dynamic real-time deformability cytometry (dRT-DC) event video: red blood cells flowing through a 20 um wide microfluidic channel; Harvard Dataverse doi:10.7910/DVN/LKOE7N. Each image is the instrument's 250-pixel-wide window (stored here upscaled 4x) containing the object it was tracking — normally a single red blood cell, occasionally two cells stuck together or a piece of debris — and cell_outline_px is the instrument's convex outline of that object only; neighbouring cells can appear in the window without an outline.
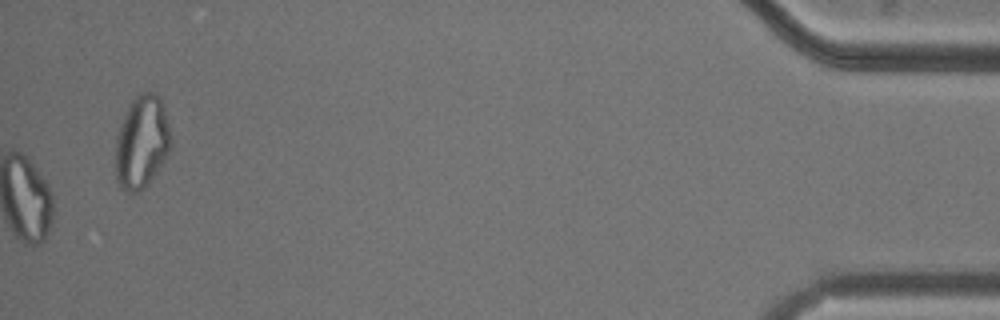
{"species": "common noctule bat (a hibernating species)", "species_latin": "Nyctalus noctula", "temperature_condition": "cold", "stored_images_in_passage": 40, "camera_frame_rate_fps": 3000, "um_per_image_px": 0.085, "animal": {"sex": "male", "body_mass_g": 20.5, "forearm_length_mm": 52.5}, "frame": {"image": 1, "passage_image": 40, "time_ms": 13.0, "image_size_px": [1000, 320], "cell_outline_px": [[172, 144], [168, 152], [156, 172], [144, 188], [132, 192], [124, 192], [120, 188], [116, 180], [116, 136], [120, 124], [128, 104], [140, 92], [156, 92], [164, 108], [172, 140]], "centroid_in_image_um": [12.03, 12.06], "position_along_channel_um": 423.2, "area_um2": 29.88}, "authors_computed_cell_mechanics": {"area_um2": 19.1896, "velocity_mm_per_s": 3.7396, "shape_relaxation_time_tau1_ms": null, "shape_relaxation_time_tau2_ms": 5.8654, "deformation_change_tau1": null, "deformation_change_tau2": 0.1473}}